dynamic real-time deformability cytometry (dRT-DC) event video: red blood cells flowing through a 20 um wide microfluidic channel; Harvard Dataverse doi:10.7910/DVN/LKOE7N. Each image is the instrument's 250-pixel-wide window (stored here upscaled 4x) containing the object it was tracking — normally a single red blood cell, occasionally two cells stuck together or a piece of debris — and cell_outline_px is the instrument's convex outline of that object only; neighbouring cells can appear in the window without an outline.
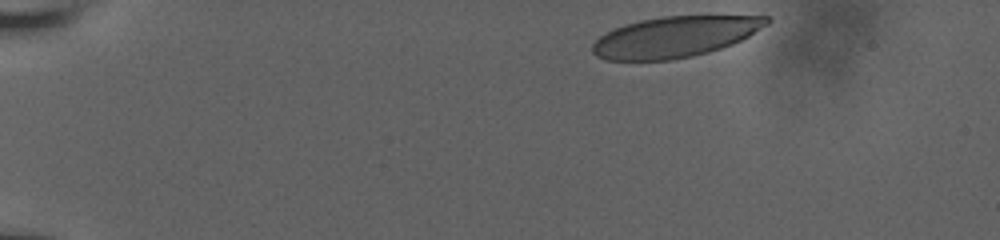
{"species": "human", "species_latin": "Homo sapiens", "temperature_condition": "room temperature", "stored_images_in_passage": 40, "camera_frame_rate_fps": 3000, "um_per_image_px": 0.085, "donor": {"sex": "male"}, "frame": {"image": 1, "passage_image": 1, "time_ms": 0.0, "image_size_px": [1000, 240], "cell_outline_px": [[772, 20], [768, 24], [748, 36], [732, 44], [708, 52], [692, 56], [672, 60], [604, 60], [596, 56], [592, 52], [592, 44], [600, 36], [624, 24], [640, 20], [660, 16], [708, 12], [768, 16]], "centroid_in_image_um": [57.47, 3.06], "position_along_channel_um": 27.5, "area_um2": 42.83}}
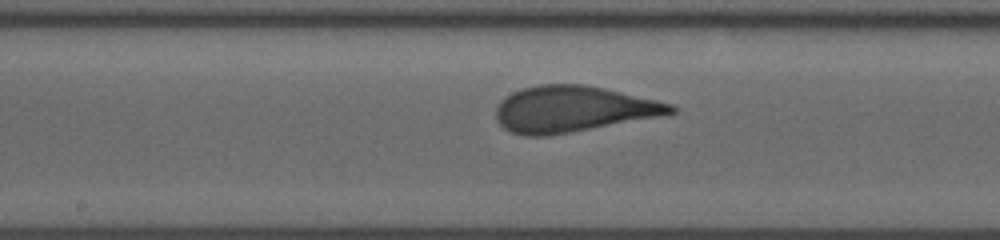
{"frame": {"image": 2, "passage_image": 23, "time_ms": 7.333, "image_size_px": [1000, 240], "cell_outline_px": [[676, 112], [668, 116], [548, 136], [524, 136], [512, 132], [504, 128], [496, 120], [496, 108], [500, 100], [512, 92], [524, 88], [540, 84], [584, 84], [604, 88], [656, 100], [672, 104], [676, 108]], "centroid_in_image_um": [48.74, 9.28], "position_along_channel_um": 199.5, "area_um2": 47.34}}
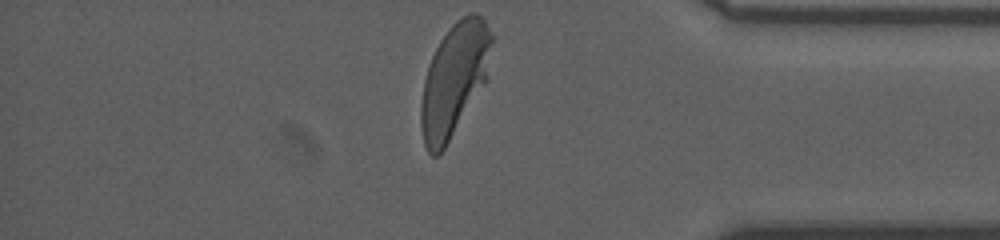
{"frame": {"image": 3, "passage_image": 40, "time_ms": 13.0, "image_size_px": [1000, 240], "cell_outline_px": [[496, 36], [488, 80], [444, 148], [436, 156], [432, 156], [428, 152], [424, 144], [420, 124], [420, 104], [424, 80], [428, 64], [440, 40], [452, 24], [456, 20], [472, 12], [484, 16]], "centroid_in_image_um": [38.68, 6.7], "position_along_channel_um": 396.5, "area_um2": 47.51}, "authors_computed_cell_mechanics": {"area_um2": 46.1244, "velocity_mm_per_s": 3.8044, "shape_relaxation_time_tau1_ms": 4.7709, "shape_relaxation_time_tau2_ms": null, "deformation_change_tau1": 0.1934, "deformation_change_tau2": null}}